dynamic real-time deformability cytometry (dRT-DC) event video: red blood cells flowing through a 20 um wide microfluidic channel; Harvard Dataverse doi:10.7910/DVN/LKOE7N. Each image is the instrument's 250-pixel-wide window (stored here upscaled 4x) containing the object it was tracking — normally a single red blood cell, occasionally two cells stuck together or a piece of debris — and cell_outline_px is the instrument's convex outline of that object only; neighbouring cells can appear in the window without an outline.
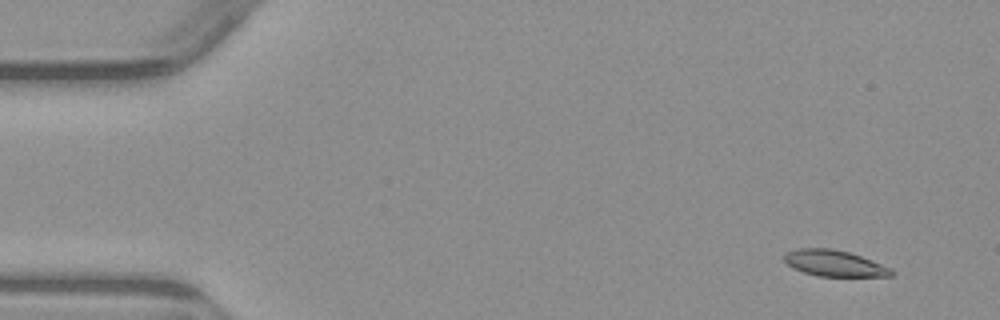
{"species": "common noctule bat (a hibernating species)", "species_latin": "Nyctalus noctula", "temperature_condition": "warm", "stored_images_in_passage": 5, "camera_frame_rate_fps": 3000, "um_per_image_px": 0.085, "animal": {"sex": "male", "body_mass_g": 23.1, "forearm_length_mm": 52.7}, "frame": {"image": 1, "passage_image": 2, "time_ms": 1.0, "image_size_px": [1000, 320], "cell_outline_px": [[896, 272], [892, 276], [816, 276], [792, 268], [784, 260], [784, 252], [800, 248], [832, 248], [848, 252], [872, 260], [892, 268]], "centroid_in_image_um": [70.92, 22.38], "position_along_channel_um": 14.1, "area_um2": 16.42}}
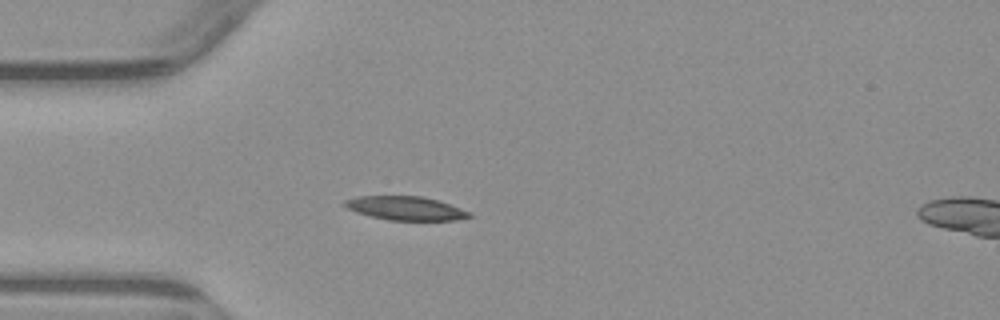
{"frame": {"image": 2, "passage_image": 5, "time_ms": 4.667, "image_size_px": [1000, 320], "cell_outline_px": [[472, 216], [456, 220], [388, 220], [356, 212], [348, 208], [344, 204], [344, 200], [356, 196], [420, 196], [440, 200], [472, 212]], "centroid_in_image_um": [34.52, 17.69], "position_along_channel_um": 50.5, "area_um2": 17.28}}